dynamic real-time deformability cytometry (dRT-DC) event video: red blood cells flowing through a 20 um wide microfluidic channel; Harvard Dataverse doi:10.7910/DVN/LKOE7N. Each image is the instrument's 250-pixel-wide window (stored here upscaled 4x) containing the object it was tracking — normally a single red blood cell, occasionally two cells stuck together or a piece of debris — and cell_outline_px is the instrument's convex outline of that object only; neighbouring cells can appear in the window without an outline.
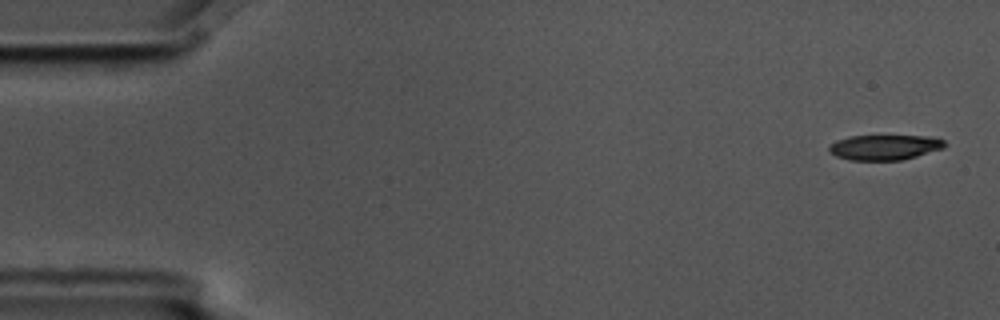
{"species": "common noctule bat (a hibernating species)", "species_latin": "Nyctalus noctula", "temperature_condition": "cold", "stored_images_in_passage": 5, "camera_frame_rate_fps": 3000, "um_per_image_px": 0.085, "animal": {"sex": "male", "body_mass_g": 17.5, "forearm_length_mm": 52.3}, "frame": {"image": 1, "passage_image": 1, "time_ms": 0.0, "image_size_px": [1000, 320], "cell_outline_px": [[948, 144], [944, 148], [916, 156], [900, 160], [848, 160], [836, 156], [828, 152], [828, 148], [836, 140], [848, 136], [936, 136], [944, 140]], "centroid_in_image_um": [75.21, 12.51], "position_along_channel_um": 9.8, "area_um2": 17.11}}